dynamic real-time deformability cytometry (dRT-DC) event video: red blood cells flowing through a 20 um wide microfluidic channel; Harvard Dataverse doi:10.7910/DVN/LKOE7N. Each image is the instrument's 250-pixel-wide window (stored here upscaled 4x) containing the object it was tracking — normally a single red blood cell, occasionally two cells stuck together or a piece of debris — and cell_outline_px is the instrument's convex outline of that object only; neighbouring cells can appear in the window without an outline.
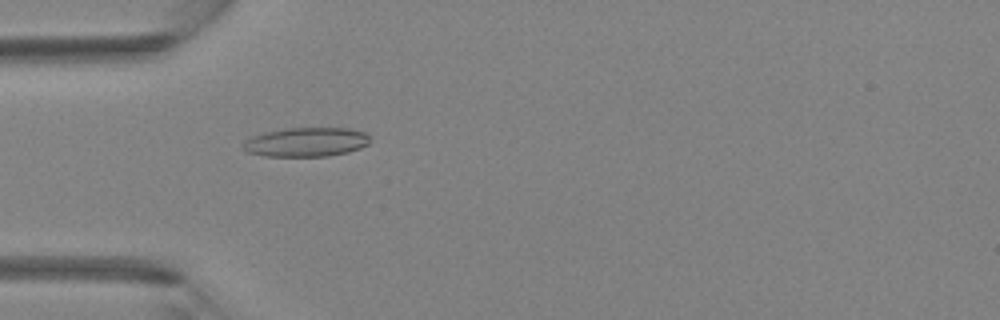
{"species": "Egyptian fruit bat (a non-hibernating species)", "species_latin": "Rousettus aegyptiacus", "temperature_condition": "room temperature", "stored_images_in_passage": 4, "camera_frame_rate_fps": 3000, "um_per_image_px": 0.085, "animal": {"sex": "female"}, "frame": {"image": 1, "passage_image": 4, "time_ms": 1.0, "image_size_px": [1000, 320], "cell_outline_px": [[368, 144], [360, 148], [348, 152], [328, 156], [264, 156], [248, 152], [244, 148], [244, 140], [252, 136], [264, 132], [288, 128], [348, 128], [364, 132], [368, 136]], "centroid_in_image_um": [26.02, 12.07], "position_along_channel_um": 59.0, "area_um2": 21.44}}